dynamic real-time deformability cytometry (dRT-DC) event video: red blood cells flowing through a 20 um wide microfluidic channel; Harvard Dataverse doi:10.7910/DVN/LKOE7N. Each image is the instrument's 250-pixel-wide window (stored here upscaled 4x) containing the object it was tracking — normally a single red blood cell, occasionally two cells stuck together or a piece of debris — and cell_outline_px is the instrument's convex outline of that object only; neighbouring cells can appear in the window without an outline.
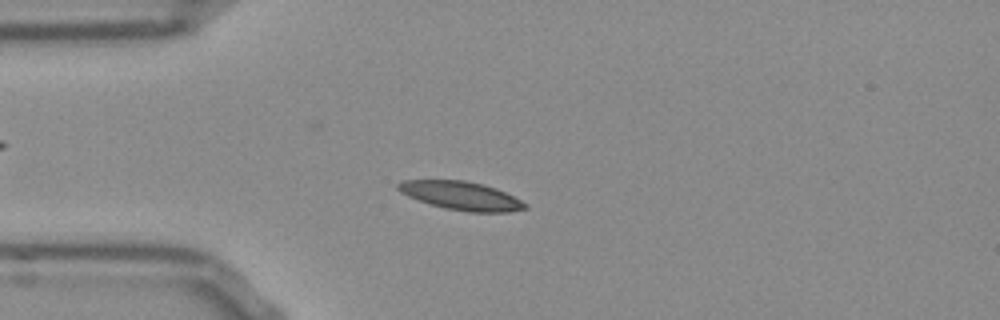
{"species": "Egyptian fruit bat (a non-hibernating species)", "species_latin": "Rousettus aegyptiacus", "temperature_condition": "room temperature", "stored_images_in_passage": 53, "camera_frame_rate_fps": 3000, "um_per_image_px": 0.085, "frame": {"image": 1, "passage_image": 13, "time_ms": 4.0, "image_size_px": [1000, 320], "cell_outline_px": [[528, 208], [508, 212], [468, 212], [444, 208], [408, 196], [400, 192], [396, 188], [396, 184], [404, 180], [464, 180], [496, 188], [528, 204]], "centroid_in_image_um": [39.19, 16.64], "position_along_channel_um": 45.8, "area_um2": 20.87}}
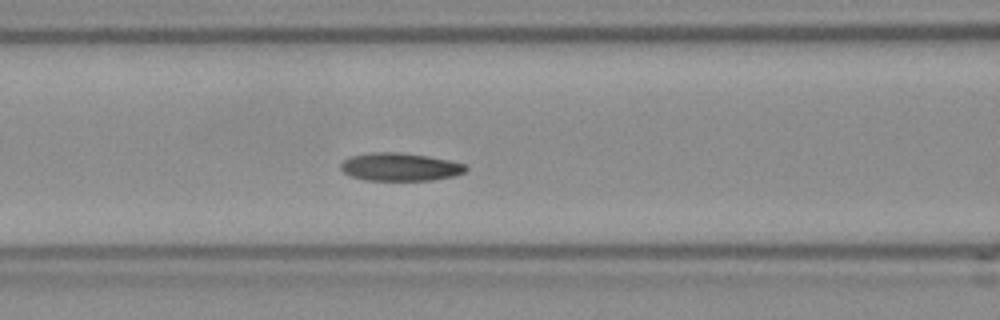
{"frame": {"image": 2, "passage_image": 21, "time_ms": 6.667, "image_size_px": [1000, 320], "cell_outline_px": [[468, 168], [464, 172], [456, 176], [432, 180], [364, 180], [352, 176], [344, 172], [340, 168], [340, 164], [344, 160], [352, 156], [376, 152], [400, 152], [428, 156], [448, 160], [464, 164]], "centroid_in_image_um": [34.02, 14.19], "position_along_channel_um": 132.6, "area_um2": 20.29}}
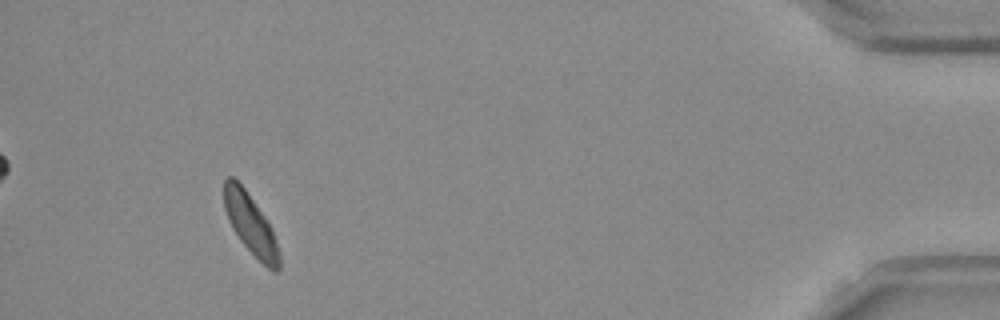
{"frame": {"image": 3, "passage_image": 49, "time_ms": 16.0, "image_size_px": [1000, 320], "cell_outline_px": [[280, 268], [276, 272], [268, 268], [240, 240], [232, 228], [228, 220], [224, 208], [224, 180], [228, 176], [232, 176], [244, 188], [264, 216], [272, 228], [276, 240], [280, 256]], "centroid_in_image_um": [21.29, 19.05], "position_along_channel_um": 413.9, "area_um2": 19.02}, "authors_computed_cell_mechanics": {"area_um2": 19.9988, "velocity_mm_per_s": 3.7684, "shape_relaxation_time_tau1_ms": 5.5274, "shape_relaxation_time_tau2_ms": 5.3135, "deformation_change_tau1": 0.1071, "deformation_change_tau2": 0.1036}}